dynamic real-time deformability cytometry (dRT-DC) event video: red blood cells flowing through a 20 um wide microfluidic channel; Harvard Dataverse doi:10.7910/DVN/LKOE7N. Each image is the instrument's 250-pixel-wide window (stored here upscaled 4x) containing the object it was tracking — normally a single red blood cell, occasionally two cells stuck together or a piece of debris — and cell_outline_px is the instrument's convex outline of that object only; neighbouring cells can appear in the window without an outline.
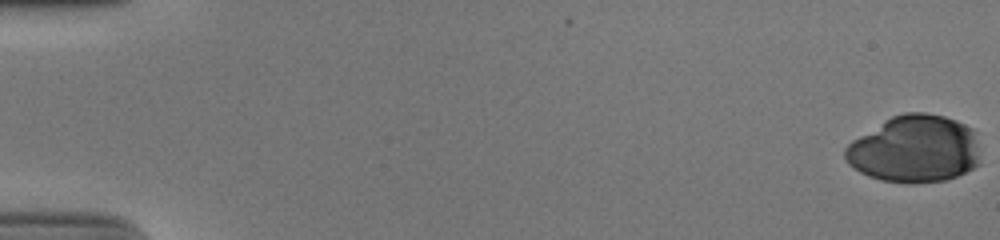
{"species": "human", "species_latin": "Homo sapiens", "temperature_condition": "cold", "stored_images_in_passage": 55, "camera_frame_rate_fps": 3000, "um_per_image_px": 0.085, "donor": {"sex": "male"}, "frame": {"image": 1, "passage_image": 1, "time_ms": 0.0, "image_size_px": [1000, 240], "cell_outline_px": [[980, 164], [956, 176], [944, 180], [912, 184], [880, 180], [868, 176], [860, 172], [848, 164], [844, 156], [844, 148], [852, 140], [892, 116], [904, 112], [924, 112], [944, 116], [956, 120], [972, 128], [976, 144]], "centroid_in_image_um": [77.71, 12.68], "position_along_channel_um": 7.3, "area_um2": 52.94}}
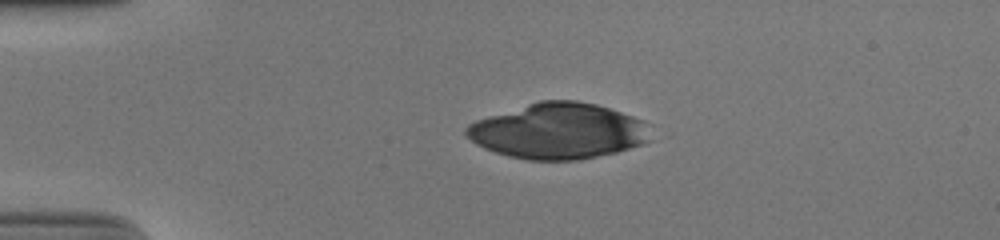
{"frame": {"image": 2, "passage_image": 14, "time_ms": 4.333, "image_size_px": [1000, 240], "cell_outline_px": [[652, 140], [644, 144], [616, 152], [576, 160], [528, 160], [508, 156], [484, 148], [476, 144], [464, 132], [464, 128], [468, 124], [476, 120], [540, 100], [576, 100], [596, 104], [644, 120], [652, 124]], "centroid_in_image_um": [47.52, 11.14], "position_along_channel_um": 37.5, "area_um2": 60.11}}